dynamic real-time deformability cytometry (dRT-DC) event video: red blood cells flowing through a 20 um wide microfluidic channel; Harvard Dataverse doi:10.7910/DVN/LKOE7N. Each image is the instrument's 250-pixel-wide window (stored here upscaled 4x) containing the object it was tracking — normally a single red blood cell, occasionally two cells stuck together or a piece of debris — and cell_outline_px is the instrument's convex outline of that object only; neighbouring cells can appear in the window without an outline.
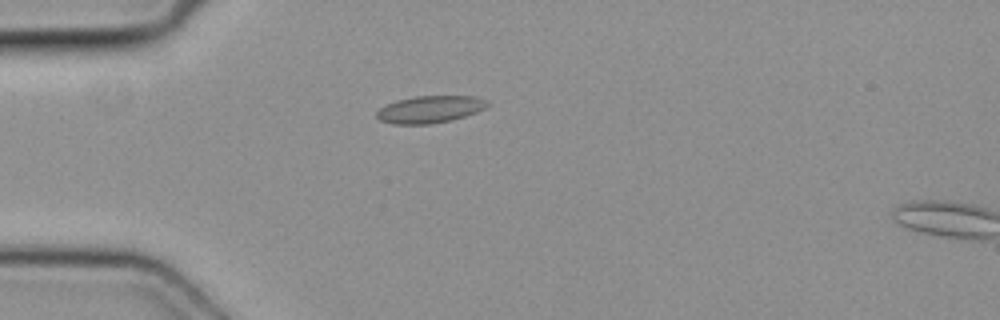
{"species": "common noctule bat (a hibernating species)", "species_latin": "Nyctalus noctula", "temperature_condition": "cold", "stored_images_in_passage": 2, "camera_frame_rate_fps": 3000, "um_per_image_px": 0.085, "animal": {"sex": "female", "body_mass_g": 19.3, "forearm_length_mm": 54.1}, "frame": {"image": 1, "passage_image": 1, "time_ms": 0.0, "image_size_px": [1000, 320], "cell_outline_px": [[488, 104], [484, 108], [476, 112], [452, 120], [432, 124], [392, 124], [380, 120], [376, 116], [376, 112], [380, 108], [396, 100], [416, 96], [472, 96], [488, 100]], "centroid_in_image_um": [36.53, 9.3], "position_along_channel_um": 48.5, "area_um2": 17.46}}